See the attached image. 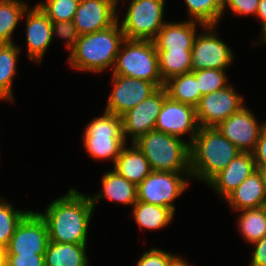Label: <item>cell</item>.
I'll return each instance as SVG.
<instances>
[{
    "instance_id": "ac0fdd59",
    "label": "cell",
    "mask_w": 266,
    "mask_h": 266,
    "mask_svg": "<svg viewBox=\"0 0 266 266\" xmlns=\"http://www.w3.org/2000/svg\"><path fill=\"white\" fill-rule=\"evenodd\" d=\"M256 170L257 167L253 153L241 152L207 184L221 197V200H224Z\"/></svg>"
},
{
    "instance_id": "d590c367",
    "label": "cell",
    "mask_w": 266,
    "mask_h": 266,
    "mask_svg": "<svg viewBox=\"0 0 266 266\" xmlns=\"http://www.w3.org/2000/svg\"><path fill=\"white\" fill-rule=\"evenodd\" d=\"M259 2L260 0H224L223 16L228 8L238 16H256Z\"/></svg>"
},
{
    "instance_id": "d4e9b609",
    "label": "cell",
    "mask_w": 266,
    "mask_h": 266,
    "mask_svg": "<svg viewBox=\"0 0 266 266\" xmlns=\"http://www.w3.org/2000/svg\"><path fill=\"white\" fill-rule=\"evenodd\" d=\"M21 47L16 43L0 44V100L14 102L13 80Z\"/></svg>"
},
{
    "instance_id": "6da1fadb",
    "label": "cell",
    "mask_w": 266,
    "mask_h": 266,
    "mask_svg": "<svg viewBox=\"0 0 266 266\" xmlns=\"http://www.w3.org/2000/svg\"><path fill=\"white\" fill-rule=\"evenodd\" d=\"M94 210L88 195L70 188L63 196L52 200L44 212H36L46 223L50 241L87 244Z\"/></svg>"
},
{
    "instance_id": "f35d334b",
    "label": "cell",
    "mask_w": 266,
    "mask_h": 266,
    "mask_svg": "<svg viewBox=\"0 0 266 266\" xmlns=\"http://www.w3.org/2000/svg\"><path fill=\"white\" fill-rule=\"evenodd\" d=\"M252 245L254 251L249 266H266V236Z\"/></svg>"
},
{
    "instance_id": "f6af8a7d",
    "label": "cell",
    "mask_w": 266,
    "mask_h": 266,
    "mask_svg": "<svg viewBox=\"0 0 266 266\" xmlns=\"http://www.w3.org/2000/svg\"><path fill=\"white\" fill-rule=\"evenodd\" d=\"M260 41H262L261 43H266V34L262 38H260Z\"/></svg>"
},
{
    "instance_id": "4316f807",
    "label": "cell",
    "mask_w": 266,
    "mask_h": 266,
    "mask_svg": "<svg viewBox=\"0 0 266 266\" xmlns=\"http://www.w3.org/2000/svg\"><path fill=\"white\" fill-rule=\"evenodd\" d=\"M28 7L22 0H0V44L14 43L12 36Z\"/></svg>"
},
{
    "instance_id": "2e32d148",
    "label": "cell",
    "mask_w": 266,
    "mask_h": 266,
    "mask_svg": "<svg viewBox=\"0 0 266 266\" xmlns=\"http://www.w3.org/2000/svg\"><path fill=\"white\" fill-rule=\"evenodd\" d=\"M23 18L26 19L27 58L41 64L53 40L52 21L37 4L28 7Z\"/></svg>"
},
{
    "instance_id": "4fadbf2b",
    "label": "cell",
    "mask_w": 266,
    "mask_h": 266,
    "mask_svg": "<svg viewBox=\"0 0 266 266\" xmlns=\"http://www.w3.org/2000/svg\"><path fill=\"white\" fill-rule=\"evenodd\" d=\"M166 97L165 88L160 87L148 98L142 100L138 105L129 109L121 116L123 135L127 143V139L130 138L131 143H133L139 137L155 129L157 117Z\"/></svg>"
},
{
    "instance_id": "277c9868",
    "label": "cell",
    "mask_w": 266,
    "mask_h": 266,
    "mask_svg": "<svg viewBox=\"0 0 266 266\" xmlns=\"http://www.w3.org/2000/svg\"><path fill=\"white\" fill-rule=\"evenodd\" d=\"M133 143L146 157L152 171L191 172L188 141L153 130Z\"/></svg>"
},
{
    "instance_id": "52a82bcc",
    "label": "cell",
    "mask_w": 266,
    "mask_h": 266,
    "mask_svg": "<svg viewBox=\"0 0 266 266\" xmlns=\"http://www.w3.org/2000/svg\"><path fill=\"white\" fill-rule=\"evenodd\" d=\"M166 0H131L119 24L126 39L153 40L167 22Z\"/></svg>"
},
{
    "instance_id": "bcb514c9",
    "label": "cell",
    "mask_w": 266,
    "mask_h": 266,
    "mask_svg": "<svg viewBox=\"0 0 266 266\" xmlns=\"http://www.w3.org/2000/svg\"><path fill=\"white\" fill-rule=\"evenodd\" d=\"M0 266H6V261H0Z\"/></svg>"
},
{
    "instance_id": "83f0119b",
    "label": "cell",
    "mask_w": 266,
    "mask_h": 266,
    "mask_svg": "<svg viewBox=\"0 0 266 266\" xmlns=\"http://www.w3.org/2000/svg\"><path fill=\"white\" fill-rule=\"evenodd\" d=\"M238 231L245 242L252 244L266 236V206L238 211Z\"/></svg>"
},
{
    "instance_id": "9a60e30c",
    "label": "cell",
    "mask_w": 266,
    "mask_h": 266,
    "mask_svg": "<svg viewBox=\"0 0 266 266\" xmlns=\"http://www.w3.org/2000/svg\"><path fill=\"white\" fill-rule=\"evenodd\" d=\"M154 130L180 138L188 133L189 138L187 140L191 144L199 130L196 108L189 104L174 101L167 96L157 117Z\"/></svg>"
},
{
    "instance_id": "5bb4252c",
    "label": "cell",
    "mask_w": 266,
    "mask_h": 266,
    "mask_svg": "<svg viewBox=\"0 0 266 266\" xmlns=\"http://www.w3.org/2000/svg\"><path fill=\"white\" fill-rule=\"evenodd\" d=\"M49 241L45 221L31 210L17 225L5 254H45Z\"/></svg>"
},
{
    "instance_id": "44dd1931",
    "label": "cell",
    "mask_w": 266,
    "mask_h": 266,
    "mask_svg": "<svg viewBox=\"0 0 266 266\" xmlns=\"http://www.w3.org/2000/svg\"><path fill=\"white\" fill-rule=\"evenodd\" d=\"M224 200L236 212L265 206V194L259 170L247 177Z\"/></svg>"
},
{
    "instance_id": "b9f144b4",
    "label": "cell",
    "mask_w": 266,
    "mask_h": 266,
    "mask_svg": "<svg viewBox=\"0 0 266 266\" xmlns=\"http://www.w3.org/2000/svg\"><path fill=\"white\" fill-rule=\"evenodd\" d=\"M263 183V189L265 194V206H266V169H258Z\"/></svg>"
},
{
    "instance_id": "e575fe53",
    "label": "cell",
    "mask_w": 266,
    "mask_h": 266,
    "mask_svg": "<svg viewBox=\"0 0 266 266\" xmlns=\"http://www.w3.org/2000/svg\"><path fill=\"white\" fill-rule=\"evenodd\" d=\"M53 40L54 37L66 40V48L69 53L73 50V47L77 44L79 39V33L77 27L74 25L73 21H60L52 22Z\"/></svg>"
},
{
    "instance_id": "7c38bea8",
    "label": "cell",
    "mask_w": 266,
    "mask_h": 266,
    "mask_svg": "<svg viewBox=\"0 0 266 266\" xmlns=\"http://www.w3.org/2000/svg\"><path fill=\"white\" fill-rule=\"evenodd\" d=\"M265 127L266 120L264 122L257 121L254 112L243 106L216 128L241 152L253 153L260 133Z\"/></svg>"
},
{
    "instance_id": "ab89813d",
    "label": "cell",
    "mask_w": 266,
    "mask_h": 266,
    "mask_svg": "<svg viewBox=\"0 0 266 266\" xmlns=\"http://www.w3.org/2000/svg\"><path fill=\"white\" fill-rule=\"evenodd\" d=\"M256 17L261 20V35L259 38H262L266 34V0H260Z\"/></svg>"
},
{
    "instance_id": "60d3db41",
    "label": "cell",
    "mask_w": 266,
    "mask_h": 266,
    "mask_svg": "<svg viewBox=\"0 0 266 266\" xmlns=\"http://www.w3.org/2000/svg\"><path fill=\"white\" fill-rule=\"evenodd\" d=\"M187 260L181 256H178L170 266H191Z\"/></svg>"
},
{
    "instance_id": "d6986e66",
    "label": "cell",
    "mask_w": 266,
    "mask_h": 266,
    "mask_svg": "<svg viewBox=\"0 0 266 266\" xmlns=\"http://www.w3.org/2000/svg\"><path fill=\"white\" fill-rule=\"evenodd\" d=\"M203 28V24L186 20L176 22H166L159 30L153 42L156 51H183L192 50L197 28Z\"/></svg>"
},
{
    "instance_id": "f1b7e54d",
    "label": "cell",
    "mask_w": 266,
    "mask_h": 266,
    "mask_svg": "<svg viewBox=\"0 0 266 266\" xmlns=\"http://www.w3.org/2000/svg\"><path fill=\"white\" fill-rule=\"evenodd\" d=\"M189 20L217 25L223 16L224 0H184Z\"/></svg>"
},
{
    "instance_id": "ffe728a7",
    "label": "cell",
    "mask_w": 266,
    "mask_h": 266,
    "mask_svg": "<svg viewBox=\"0 0 266 266\" xmlns=\"http://www.w3.org/2000/svg\"><path fill=\"white\" fill-rule=\"evenodd\" d=\"M101 187L102 190L99 193L89 195L94 209H96V203L103 198L131 207L138 201L137 185L120 176L114 169L102 175Z\"/></svg>"
},
{
    "instance_id": "74e56055",
    "label": "cell",
    "mask_w": 266,
    "mask_h": 266,
    "mask_svg": "<svg viewBox=\"0 0 266 266\" xmlns=\"http://www.w3.org/2000/svg\"><path fill=\"white\" fill-rule=\"evenodd\" d=\"M253 155L257 169H266V127L260 133Z\"/></svg>"
},
{
    "instance_id": "836d02e7",
    "label": "cell",
    "mask_w": 266,
    "mask_h": 266,
    "mask_svg": "<svg viewBox=\"0 0 266 266\" xmlns=\"http://www.w3.org/2000/svg\"><path fill=\"white\" fill-rule=\"evenodd\" d=\"M178 256L160 248H151L140 256L136 266H170Z\"/></svg>"
},
{
    "instance_id": "484cf974",
    "label": "cell",
    "mask_w": 266,
    "mask_h": 266,
    "mask_svg": "<svg viewBox=\"0 0 266 266\" xmlns=\"http://www.w3.org/2000/svg\"><path fill=\"white\" fill-rule=\"evenodd\" d=\"M163 87L167 96L174 101L189 104L195 108L200 103L202 95L193 72L174 76L165 81Z\"/></svg>"
},
{
    "instance_id": "9c48e42d",
    "label": "cell",
    "mask_w": 266,
    "mask_h": 266,
    "mask_svg": "<svg viewBox=\"0 0 266 266\" xmlns=\"http://www.w3.org/2000/svg\"><path fill=\"white\" fill-rule=\"evenodd\" d=\"M202 30L193 42L191 72L204 69L226 70L234 60L231 47L219 37L217 25H204Z\"/></svg>"
},
{
    "instance_id": "7bdbcfd3",
    "label": "cell",
    "mask_w": 266,
    "mask_h": 266,
    "mask_svg": "<svg viewBox=\"0 0 266 266\" xmlns=\"http://www.w3.org/2000/svg\"><path fill=\"white\" fill-rule=\"evenodd\" d=\"M5 253H6L5 248L0 245V261H6Z\"/></svg>"
},
{
    "instance_id": "ee69618b",
    "label": "cell",
    "mask_w": 266,
    "mask_h": 266,
    "mask_svg": "<svg viewBox=\"0 0 266 266\" xmlns=\"http://www.w3.org/2000/svg\"><path fill=\"white\" fill-rule=\"evenodd\" d=\"M116 10H118L119 1L122 0H107Z\"/></svg>"
},
{
    "instance_id": "f546056e",
    "label": "cell",
    "mask_w": 266,
    "mask_h": 266,
    "mask_svg": "<svg viewBox=\"0 0 266 266\" xmlns=\"http://www.w3.org/2000/svg\"><path fill=\"white\" fill-rule=\"evenodd\" d=\"M157 53L163 82L174 76L191 72V50L157 51Z\"/></svg>"
},
{
    "instance_id": "30bf717a",
    "label": "cell",
    "mask_w": 266,
    "mask_h": 266,
    "mask_svg": "<svg viewBox=\"0 0 266 266\" xmlns=\"http://www.w3.org/2000/svg\"><path fill=\"white\" fill-rule=\"evenodd\" d=\"M244 97L230 84L226 88L205 94L196 107L199 127H217L243 106Z\"/></svg>"
},
{
    "instance_id": "4dcf8cb0",
    "label": "cell",
    "mask_w": 266,
    "mask_h": 266,
    "mask_svg": "<svg viewBox=\"0 0 266 266\" xmlns=\"http://www.w3.org/2000/svg\"><path fill=\"white\" fill-rule=\"evenodd\" d=\"M2 198V199H1ZM0 198V245L6 248L17 225L31 210L15 209L14 205Z\"/></svg>"
},
{
    "instance_id": "d6a6232c",
    "label": "cell",
    "mask_w": 266,
    "mask_h": 266,
    "mask_svg": "<svg viewBox=\"0 0 266 266\" xmlns=\"http://www.w3.org/2000/svg\"><path fill=\"white\" fill-rule=\"evenodd\" d=\"M226 70L204 69L194 71L201 95L209 94L230 85Z\"/></svg>"
},
{
    "instance_id": "8992f818",
    "label": "cell",
    "mask_w": 266,
    "mask_h": 266,
    "mask_svg": "<svg viewBox=\"0 0 266 266\" xmlns=\"http://www.w3.org/2000/svg\"><path fill=\"white\" fill-rule=\"evenodd\" d=\"M127 142L121 116L105 112L91 120L83 133V146L94 160H112L113 165Z\"/></svg>"
},
{
    "instance_id": "7402d4cb",
    "label": "cell",
    "mask_w": 266,
    "mask_h": 266,
    "mask_svg": "<svg viewBox=\"0 0 266 266\" xmlns=\"http://www.w3.org/2000/svg\"><path fill=\"white\" fill-rule=\"evenodd\" d=\"M126 143L120 151L113 169L128 181L140 184L151 172L152 169L146 157L134 143L127 146Z\"/></svg>"
},
{
    "instance_id": "1f68e13d",
    "label": "cell",
    "mask_w": 266,
    "mask_h": 266,
    "mask_svg": "<svg viewBox=\"0 0 266 266\" xmlns=\"http://www.w3.org/2000/svg\"><path fill=\"white\" fill-rule=\"evenodd\" d=\"M80 0H44L37 3L52 22L73 21Z\"/></svg>"
},
{
    "instance_id": "3957f363",
    "label": "cell",
    "mask_w": 266,
    "mask_h": 266,
    "mask_svg": "<svg viewBox=\"0 0 266 266\" xmlns=\"http://www.w3.org/2000/svg\"><path fill=\"white\" fill-rule=\"evenodd\" d=\"M240 153L216 127H199L190 144L191 178L207 184Z\"/></svg>"
},
{
    "instance_id": "5b68a950",
    "label": "cell",
    "mask_w": 266,
    "mask_h": 266,
    "mask_svg": "<svg viewBox=\"0 0 266 266\" xmlns=\"http://www.w3.org/2000/svg\"><path fill=\"white\" fill-rule=\"evenodd\" d=\"M111 75H121L164 86L159 72L158 53L153 40L125 39Z\"/></svg>"
},
{
    "instance_id": "8fae6325",
    "label": "cell",
    "mask_w": 266,
    "mask_h": 266,
    "mask_svg": "<svg viewBox=\"0 0 266 266\" xmlns=\"http://www.w3.org/2000/svg\"><path fill=\"white\" fill-rule=\"evenodd\" d=\"M111 76L113 87L104 111L118 116L134 108L158 89L150 81L121 75Z\"/></svg>"
},
{
    "instance_id": "ba28073f",
    "label": "cell",
    "mask_w": 266,
    "mask_h": 266,
    "mask_svg": "<svg viewBox=\"0 0 266 266\" xmlns=\"http://www.w3.org/2000/svg\"><path fill=\"white\" fill-rule=\"evenodd\" d=\"M190 178L191 172L152 171L137 185L138 201L164 206L175 212L174 200L185 192Z\"/></svg>"
},
{
    "instance_id": "8d00e7d4",
    "label": "cell",
    "mask_w": 266,
    "mask_h": 266,
    "mask_svg": "<svg viewBox=\"0 0 266 266\" xmlns=\"http://www.w3.org/2000/svg\"><path fill=\"white\" fill-rule=\"evenodd\" d=\"M6 266H45L44 254H5Z\"/></svg>"
},
{
    "instance_id": "e0dca14e",
    "label": "cell",
    "mask_w": 266,
    "mask_h": 266,
    "mask_svg": "<svg viewBox=\"0 0 266 266\" xmlns=\"http://www.w3.org/2000/svg\"><path fill=\"white\" fill-rule=\"evenodd\" d=\"M119 13L107 0H80L73 23L79 35L90 34L113 25Z\"/></svg>"
},
{
    "instance_id": "7a4b0ae2",
    "label": "cell",
    "mask_w": 266,
    "mask_h": 266,
    "mask_svg": "<svg viewBox=\"0 0 266 266\" xmlns=\"http://www.w3.org/2000/svg\"><path fill=\"white\" fill-rule=\"evenodd\" d=\"M125 39L119 20L104 30L80 35L69 54V65L74 70L95 74L113 69Z\"/></svg>"
},
{
    "instance_id": "603a6c76",
    "label": "cell",
    "mask_w": 266,
    "mask_h": 266,
    "mask_svg": "<svg viewBox=\"0 0 266 266\" xmlns=\"http://www.w3.org/2000/svg\"><path fill=\"white\" fill-rule=\"evenodd\" d=\"M86 246L49 241L44 254L45 266H89Z\"/></svg>"
},
{
    "instance_id": "cb8c5ba5",
    "label": "cell",
    "mask_w": 266,
    "mask_h": 266,
    "mask_svg": "<svg viewBox=\"0 0 266 266\" xmlns=\"http://www.w3.org/2000/svg\"><path fill=\"white\" fill-rule=\"evenodd\" d=\"M132 209L133 219L142 231L166 228L175 217V212L172 209L142 201H137Z\"/></svg>"
}]
</instances>
